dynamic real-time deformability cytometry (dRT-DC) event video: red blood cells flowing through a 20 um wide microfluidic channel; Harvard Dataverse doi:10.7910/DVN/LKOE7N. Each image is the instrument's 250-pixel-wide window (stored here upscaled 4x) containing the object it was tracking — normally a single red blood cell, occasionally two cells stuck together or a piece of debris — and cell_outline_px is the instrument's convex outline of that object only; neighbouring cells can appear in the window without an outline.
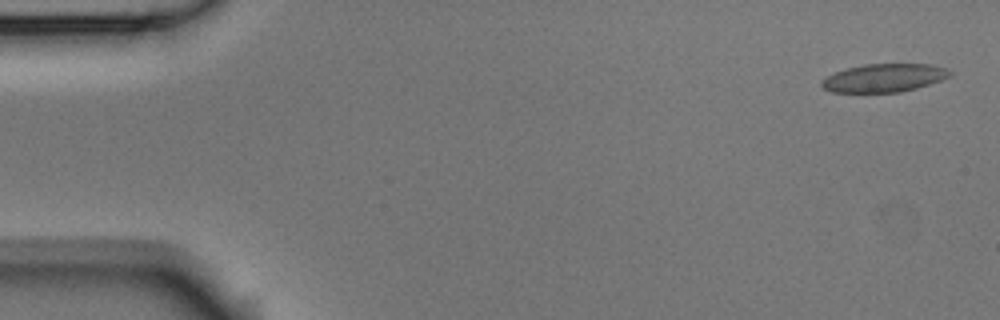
{"species": "Egyptian fruit bat (a non-hibernating species)", "species_latin": "Rousettus aegyptiacus", "temperature_condition": "room temperature", "stored_images_in_passage": 6, "camera_frame_rate_fps": 3000, "um_per_image_px": 0.085, "animal": {"sex": "male"}, "frame": {"image": 1, "passage_image": 1, "time_ms": 0.0, "image_size_px": [1000, 320], "cell_outline_px": [[952, 76], [916, 88], [900, 92], [832, 92], [824, 88], [820, 84], [820, 80], [836, 72], [848, 68], [864, 64], [932, 64], [948, 68], [952, 72]], "centroid_in_image_um": [75.17, 6.61], "position_along_channel_um": 9.8, "area_um2": 21.04}}
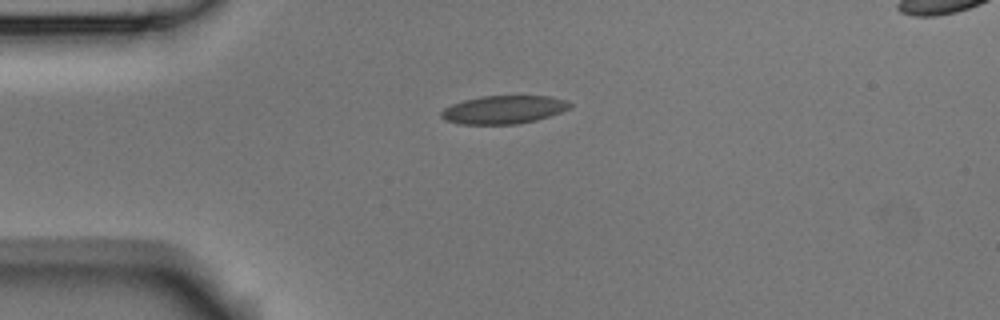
{"frame": {"image": 2, "passage_image": 4, "time_ms": 1.0, "image_size_px": [1000, 320], "cell_outline_px": [[572, 108], [536, 120], [516, 124], [460, 124], [444, 120], [440, 116], [440, 112], [444, 108], [452, 104], [464, 100], [480, 96], [548, 96], [564, 100], [572, 104]], "centroid_in_image_um": [42.78, 9.32], "position_along_channel_um": 42.2, "area_um2": 21.1}}
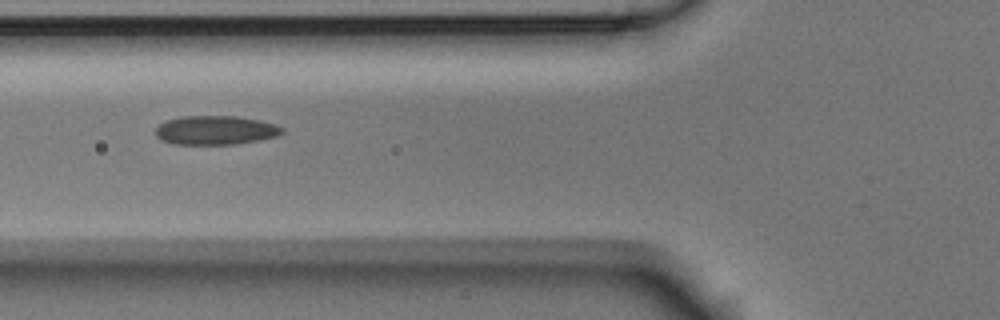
{"frame": {"image": 3, "passage_image": 6, "time_ms": 1.667, "image_size_px": [1000, 320], "cell_outline_px": [[284, 132], [276, 136], [260, 140], [236, 144], [176, 144], [160, 140], [156, 136], [156, 128], [160, 124], [168, 120], [180, 116], [236, 116], [260, 120], [276, 124], [284, 128]], "centroid_in_image_um": [18.34, 11.06], "position_along_channel_um": 107.5, "area_um2": 21.44}}